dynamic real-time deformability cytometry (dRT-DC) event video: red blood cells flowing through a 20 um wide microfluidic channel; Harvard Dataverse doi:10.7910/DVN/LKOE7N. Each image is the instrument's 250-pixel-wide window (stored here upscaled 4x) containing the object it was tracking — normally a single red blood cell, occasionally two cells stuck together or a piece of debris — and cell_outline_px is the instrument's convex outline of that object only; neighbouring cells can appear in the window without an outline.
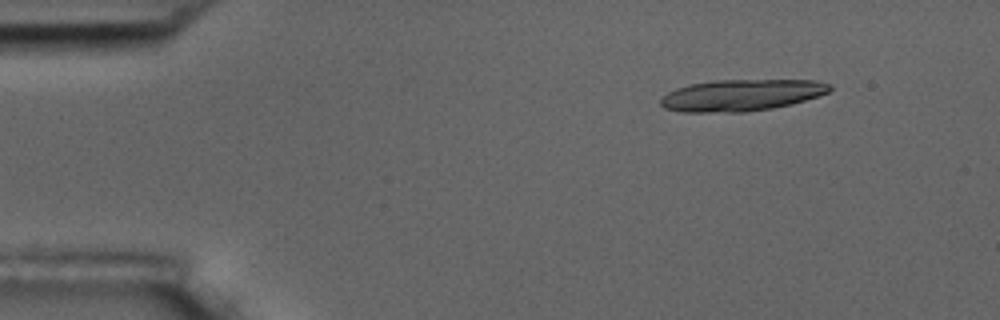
{"species": "common noctule bat (a hibernating species)", "species_latin": "Nyctalus noctula", "temperature_condition": "room temperature", "stored_images_in_passage": 6, "camera_frame_rate_fps": 3000, "um_per_image_px": 0.085, "animal": {"sex": "male", "body_mass_g": 17.5, "forearm_length_mm": 52.3}, "frame": {"image": 1, "passage_image": 2, "time_ms": 1.333, "image_size_px": [1000, 320], "cell_outline_px": [[832, 88], [828, 92], [792, 104], [772, 108], [744, 112], [684, 112], [664, 108], [660, 104], [660, 100], [668, 92], [676, 88], [692, 84], [716, 80], [816, 80], [832, 84]], "centroid_in_image_um": [63.03, 8.09], "position_along_channel_um": 22.0, "area_um2": 30.98}}